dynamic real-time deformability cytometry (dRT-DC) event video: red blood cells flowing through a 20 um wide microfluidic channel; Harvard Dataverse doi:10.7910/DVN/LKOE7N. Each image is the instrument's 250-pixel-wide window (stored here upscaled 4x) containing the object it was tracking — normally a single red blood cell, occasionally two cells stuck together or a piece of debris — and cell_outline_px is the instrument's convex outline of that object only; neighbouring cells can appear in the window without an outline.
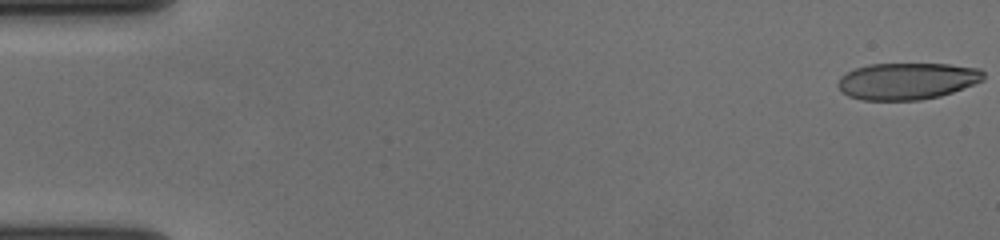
{"species": "human", "species_latin": "Homo sapiens", "temperature_condition": "cold", "stored_images_in_passage": 58, "camera_frame_rate_fps": 3000, "um_per_image_px": 0.085, "donor": {"sex": "female"}, "frame": {"image": 1, "passage_image": 1, "time_ms": 0.0, "image_size_px": [1000, 240], "cell_outline_px": [[984, 80], [952, 92], [940, 96], [920, 100], [860, 100], [848, 96], [840, 92], [836, 84], [840, 76], [856, 68], [868, 64], [948, 64], [980, 68], [984, 72]], "centroid_in_image_um": [77.07, 6.89], "position_along_channel_um": 7.9, "area_um2": 31.39}}
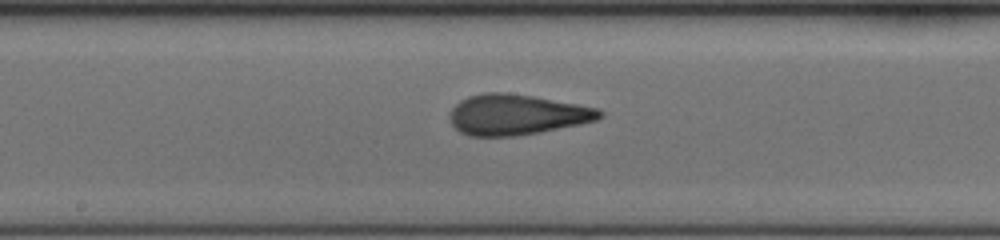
{"frame": {"image": 2, "passage_image": 31, "time_ms": 10.0, "image_size_px": [1000, 240], "cell_outline_px": [[604, 116], [596, 120], [580, 124], [540, 132], [516, 136], [468, 136], [460, 132], [452, 124], [448, 116], [452, 108], [460, 100], [468, 96], [484, 92], [504, 92], [532, 96], [576, 104], [596, 108], [604, 112]], "centroid_in_image_um": [43.89, 9.75], "position_along_channel_um": 204.3, "area_um2": 35.37}}
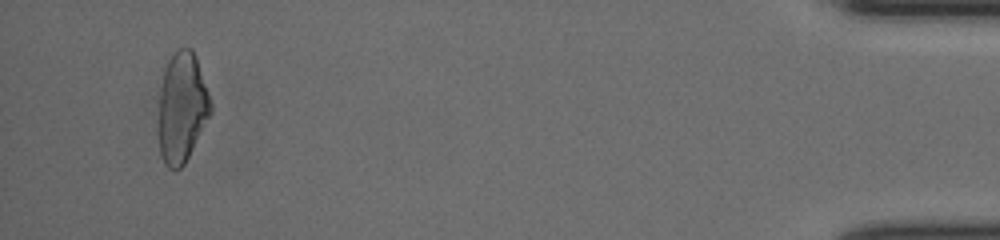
{"frame": {"image": 3, "passage_image": 55, "time_ms": 18.0, "image_size_px": [1000, 240], "cell_outline_px": [[212, 112], [184, 164], [180, 168], [168, 168], [164, 164], [160, 156], [156, 128], [160, 92], [164, 68], [172, 52], [176, 48], [192, 48], [196, 56], [212, 104]], "centroid_in_image_um": [15.43, 9.14], "position_along_channel_um": 419.8, "area_um2": 34.1}, "authors_computed_cell_mechanics": {"area_um2": 34.0153, "velocity_mm_per_s": 3.6543, "shape_relaxation_time_tau1_ms": 9.9144, "shape_relaxation_time_tau2_ms": 1.331, "deformation_change_tau1": 0.2603, "deformation_change_tau2": 0.093}}